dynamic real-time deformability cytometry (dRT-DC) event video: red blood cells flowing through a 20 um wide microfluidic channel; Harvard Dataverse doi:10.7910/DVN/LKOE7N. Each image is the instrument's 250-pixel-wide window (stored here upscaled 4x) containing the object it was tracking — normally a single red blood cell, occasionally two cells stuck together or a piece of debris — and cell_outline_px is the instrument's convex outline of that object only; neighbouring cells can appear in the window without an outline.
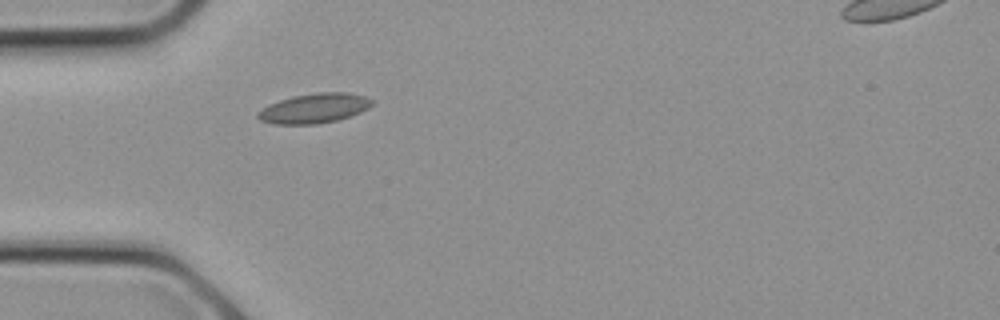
{"species": "common noctule bat (a hibernating species)", "species_latin": "Nyctalus noctula", "temperature_condition": "cold", "stored_images_in_passage": 1, "camera_frame_rate_fps": 3000, "um_per_image_px": 0.085, "animal": {"sex": "female", "body_mass_g": 21.9}, "frame": {"image": 1, "passage_image": 1, "time_ms": 0.0, "image_size_px": [1000, 320], "cell_outline_px": [[376, 100], [368, 108], [352, 116], [336, 120], [316, 124], [272, 124], [260, 120], [256, 116], [256, 112], [268, 104], [292, 96], [316, 92], [348, 92], [364, 96]], "centroid_in_image_um": [26.7, 9.2], "position_along_channel_um": 58.3, "area_um2": 20.0}}